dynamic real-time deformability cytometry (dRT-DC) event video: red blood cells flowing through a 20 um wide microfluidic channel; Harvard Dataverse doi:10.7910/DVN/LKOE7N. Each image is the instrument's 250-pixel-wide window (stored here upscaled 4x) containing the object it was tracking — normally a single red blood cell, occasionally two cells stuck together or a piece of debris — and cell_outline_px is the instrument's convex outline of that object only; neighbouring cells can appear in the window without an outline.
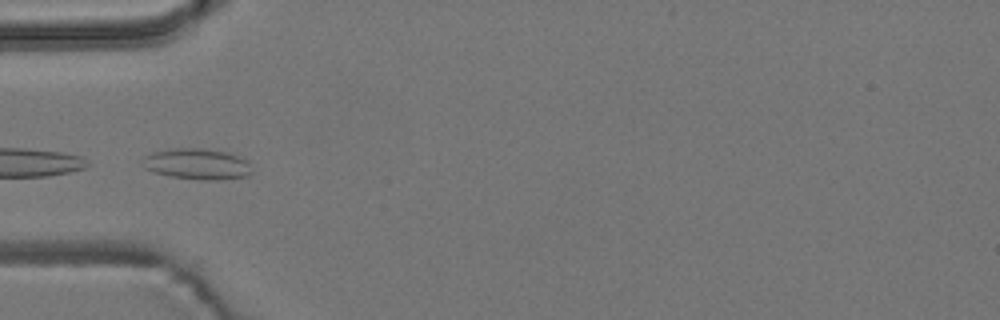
{"species": "common noctule bat (a hibernating species)", "species_latin": "Nyctalus noctula", "temperature_condition": "room temperature", "stored_images_in_passage": 10, "camera_frame_rate_fps": 3000, "um_per_image_px": 0.085, "animal": {"sex": "male", "body_mass_g": 19.2, "forearm_length_mm": 51.8}, "frame": {"image": 1, "passage_image": 5, "time_ms": 5.667, "image_size_px": [1000, 320], "cell_outline_px": [[252, 172], [248, 176], [220, 180], [200, 180], [172, 176], [156, 172], [144, 168], [144, 156], [152, 152], [176, 148], [204, 148], [228, 152], [248, 160]], "centroid_in_image_um": [16.81, 13.94], "position_along_channel_um": 68.2, "area_um2": 19.71}}
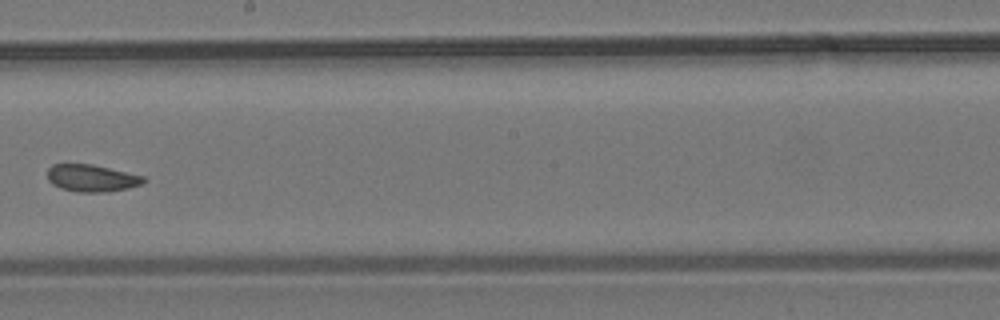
{"frame": {"image": 2, "passage_image": 9, "time_ms": 10.333, "image_size_px": [1000, 320], "cell_outline_px": [[144, 180], [140, 184], [128, 188], [104, 192], [76, 192], [60, 188], [52, 184], [48, 180], [48, 168], [52, 164], [92, 164], [144, 176]], "centroid_in_image_um": [7.74, 15.14], "position_along_channel_um": 240.5, "area_um2": 15.09}}
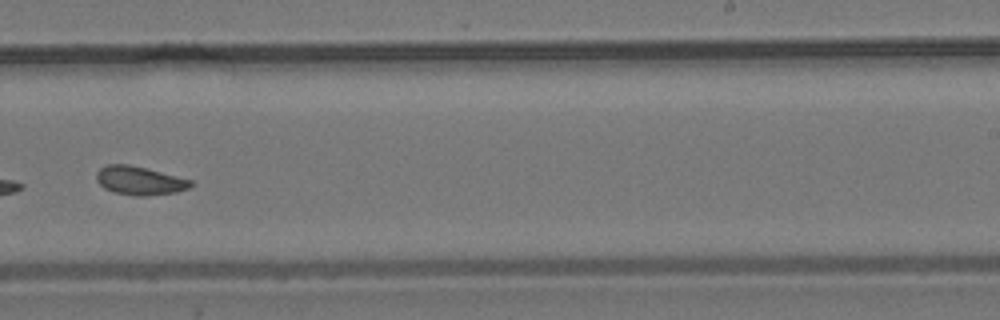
{"frame": {"image": 3, "passage_image": 10, "time_ms": 11.333, "image_size_px": [1000, 320], "cell_outline_px": [[192, 184], [188, 188], [176, 192], [144, 196], [136, 196], [116, 192], [104, 188], [96, 180], [96, 172], [100, 168], [108, 164], [128, 164], [192, 180]], "centroid_in_image_um": [11.83, 15.35], "position_along_channel_um": 277.2, "area_um2": 15.43}}